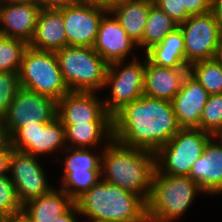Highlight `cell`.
<instances>
[{
    "instance_id": "obj_36",
    "label": "cell",
    "mask_w": 222,
    "mask_h": 222,
    "mask_svg": "<svg viewBox=\"0 0 222 222\" xmlns=\"http://www.w3.org/2000/svg\"><path fill=\"white\" fill-rule=\"evenodd\" d=\"M122 1L123 0H81L82 3L97 6L108 11L117 6Z\"/></svg>"
},
{
    "instance_id": "obj_2",
    "label": "cell",
    "mask_w": 222,
    "mask_h": 222,
    "mask_svg": "<svg viewBox=\"0 0 222 222\" xmlns=\"http://www.w3.org/2000/svg\"><path fill=\"white\" fill-rule=\"evenodd\" d=\"M101 156V177L106 182L148 201L156 169L155 153L129 147L116 139L106 142Z\"/></svg>"
},
{
    "instance_id": "obj_42",
    "label": "cell",
    "mask_w": 222,
    "mask_h": 222,
    "mask_svg": "<svg viewBox=\"0 0 222 222\" xmlns=\"http://www.w3.org/2000/svg\"><path fill=\"white\" fill-rule=\"evenodd\" d=\"M0 222H9V216H0Z\"/></svg>"
},
{
    "instance_id": "obj_15",
    "label": "cell",
    "mask_w": 222,
    "mask_h": 222,
    "mask_svg": "<svg viewBox=\"0 0 222 222\" xmlns=\"http://www.w3.org/2000/svg\"><path fill=\"white\" fill-rule=\"evenodd\" d=\"M96 92L69 91L57 101V118L62 125L86 122H112V116L105 110L103 100Z\"/></svg>"
},
{
    "instance_id": "obj_30",
    "label": "cell",
    "mask_w": 222,
    "mask_h": 222,
    "mask_svg": "<svg viewBox=\"0 0 222 222\" xmlns=\"http://www.w3.org/2000/svg\"><path fill=\"white\" fill-rule=\"evenodd\" d=\"M22 212V203L9 175L0 177V216H14Z\"/></svg>"
},
{
    "instance_id": "obj_10",
    "label": "cell",
    "mask_w": 222,
    "mask_h": 222,
    "mask_svg": "<svg viewBox=\"0 0 222 222\" xmlns=\"http://www.w3.org/2000/svg\"><path fill=\"white\" fill-rule=\"evenodd\" d=\"M69 155L64 159L61 190L74 201L96 184L101 177V154H93L88 148H70L64 151Z\"/></svg>"
},
{
    "instance_id": "obj_16",
    "label": "cell",
    "mask_w": 222,
    "mask_h": 222,
    "mask_svg": "<svg viewBox=\"0 0 222 222\" xmlns=\"http://www.w3.org/2000/svg\"><path fill=\"white\" fill-rule=\"evenodd\" d=\"M40 6L34 0L0 3V35L21 39L27 44L33 38Z\"/></svg>"
},
{
    "instance_id": "obj_29",
    "label": "cell",
    "mask_w": 222,
    "mask_h": 222,
    "mask_svg": "<svg viewBox=\"0 0 222 222\" xmlns=\"http://www.w3.org/2000/svg\"><path fill=\"white\" fill-rule=\"evenodd\" d=\"M198 129L213 136L222 132V94L209 95Z\"/></svg>"
},
{
    "instance_id": "obj_41",
    "label": "cell",
    "mask_w": 222,
    "mask_h": 222,
    "mask_svg": "<svg viewBox=\"0 0 222 222\" xmlns=\"http://www.w3.org/2000/svg\"><path fill=\"white\" fill-rule=\"evenodd\" d=\"M9 222H29V221L22 213H20L18 215L9 216Z\"/></svg>"
},
{
    "instance_id": "obj_20",
    "label": "cell",
    "mask_w": 222,
    "mask_h": 222,
    "mask_svg": "<svg viewBox=\"0 0 222 222\" xmlns=\"http://www.w3.org/2000/svg\"><path fill=\"white\" fill-rule=\"evenodd\" d=\"M144 95L172 102L182 87L189 68H166L152 64L145 56Z\"/></svg>"
},
{
    "instance_id": "obj_13",
    "label": "cell",
    "mask_w": 222,
    "mask_h": 222,
    "mask_svg": "<svg viewBox=\"0 0 222 222\" xmlns=\"http://www.w3.org/2000/svg\"><path fill=\"white\" fill-rule=\"evenodd\" d=\"M38 157L25 152L12 150L9 158L10 179L17 191L18 199L23 204L50 192L45 171L37 160Z\"/></svg>"
},
{
    "instance_id": "obj_35",
    "label": "cell",
    "mask_w": 222,
    "mask_h": 222,
    "mask_svg": "<svg viewBox=\"0 0 222 222\" xmlns=\"http://www.w3.org/2000/svg\"><path fill=\"white\" fill-rule=\"evenodd\" d=\"M0 150H13L11 133L5 124L4 117H0Z\"/></svg>"
},
{
    "instance_id": "obj_32",
    "label": "cell",
    "mask_w": 222,
    "mask_h": 222,
    "mask_svg": "<svg viewBox=\"0 0 222 222\" xmlns=\"http://www.w3.org/2000/svg\"><path fill=\"white\" fill-rule=\"evenodd\" d=\"M153 3L178 25L187 21L191 16L186 10H182L181 0H153Z\"/></svg>"
},
{
    "instance_id": "obj_17",
    "label": "cell",
    "mask_w": 222,
    "mask_h": 222,
    "mask_svg": "<svg viewBox=\"0 0 222 222\" xmlns=\"http://www.w3.org/2000/svg\"><path fill=\"white\" fill-rule=\"evenodd\" d=\"M111 15L110 17L108 15ZM137 46L109 11L103 16L92 48L108 63L123 61Z\"/></svg>"
},
{
    "instance_id": "obj_40",
    "label": "cell",
    "mask_w": 222,
    "mask_h": 222,
    "mask_svg": "<svg viewBox=\"0 0 222 222\" xmlns=\"http://www.w3.org/2000/svg\"><path fill=\"white\" fill-rule=\"evenodd\" d=\"M214 59L220 66H222V39L219 44V47L216 50Z\"/></svg>"
},
{
    "instance_id": "obj_9",
    "label": "cell",
    "mask_w": 222,
    "mask_h": 222,
    "mask_svg": "<svg viewBox=\"0 0 222 222\" xmlns=\"http://www.w3.org/2000/svg\"><path fill=\"white\" fill-rule=\"evenodd\" d=\"M185 44V58L189 64L214 59L222 39V28L212 12L193 15L178 25Z\"/></svg>"
},
{
    "instance_id": "obj_33",
    "label": "cell",
    "mask_w": 222,
    "mask_h": 222,
    "mask_svg": "<svg viewBox=\"0 0 222 222\" xmlns=\"http://www.w3.org/2000/svg\"><path fill=\"white\" fill-rule=\"evenodd\" d=\"M182 10L191 16L208 13L211 11V0H181Z\"/></svg>"
},
{
    "instance_id": "obj_6",
    "label": "cell",
    "mask_w": 222,
    "mask_h": 222,
    "mask_svg": "<svg viewBox=\"0 0 222 222\" xmlns=\"http://www.w3.org/2000/svg\"><path fill=\"white\" fill-rule=\"evenodd\" d=\"M18 74L22 88L49 96L56 101L69 92L55 52L28 46L23 53Z\"/></svg>"
},
{
    "instance_id": "obj_3",
    "label": "cell",
    "mask_w": 222,
    "mask_h": 222,
    "mask_svg": "<svg viewBox=\"0 0 222 222\" xmlns=\"http://www.w3.org/2000/svg\"><path fill=\"white\" fill-rule=\"evenodd\" d=\"M79 215L97 222H148L146 202L138 195L99 180L74 201Z\"/></svg>"
},
{
    "instance_id": "obj_12",
    "label": "cell",
    "mask_w": 222,
    "mask_h": 222,
    "mask_svg": "<svg viewBox=\"0 0 222 222\" xmlns=\"http://www.w3.org/2000/svg\"><path fill=\"white\" fill-rule=\"evenodd\" d=\"M12 148L17 151L38 157L41 154H52L56 150H65L67 146L65 128L55 118L50 123H36L16 129L12 134Z\"/></svg>"
},
{
    "instance_id": "obj_26",
    "label": "cell",
    "mask_w": 222,
    "mask_h": 222,
    "mask_svg": "<svg viewBox=\"0 0 222 222\" xmlns=\"http://www.w3.org/2000/svg\"><path fill=\"white\" fill-rule=\"evenodd\" d=\"M177 27L178 24H176L172 18L153 4L150 8L142 36V47H145V53L153 46L161 43L163 39Z\"/></svg>"
},
{
    "instance_id": "obj_34",
    "label": "cell",
    "mask_w": 222,
    "mask_h": 222,
    "mask_svg": "<svg viewBox=\"0 0 222 222\" xmlns=\"http://www.w3.org/2000/svg\"><path fill=\"white\" fill-rule=\"evenodd\" d=\"M41 9H55L59 10L67 6L75 5L81 0H34Z\"/></svg>"
},
{
    "instance_id": "obj_18",
    "label": "cell",
    "mask_w": 222,
    "mask_h": 222,
    "mask_svg": "<svg viewBox=\"0 0 222 222\" xmlns=\"http://www.w3.org/2000/svg\"><path fill=\"white\" fill-rule=\"evenodd\" d=\"M209 93L189 73L172 100L176 120L181 128H198Z\"/></svg>"
},
{
    "instance_id": "obj_22",
    "label": "cell",
    "mask_w": 222,
    "mask_h": 222,
    "mask_svg": "<svg viewBox=\"0 0 222 222\" xmlns=\"http://www.w3.org/2000/svg\"><path fill=\"white\" fill-rule=\"evenodd\" d=\"M153 4V0H123L109 11L137 47L142 48V36Z\"/></svg>"
},
{
    "instance_id": "obj_44",
    "label": "cell",
    "mask_w": 222,
    "mask_h": 222,
    "mask_svg": "<svg viewBox=\"0 0 222 222\" xmlns=\"http://www.w3.org/2000/svg\"><path fill=\"white\" fill-rule=\"evenodd\" d=\"M216 139H221L222 141V132L218 136H216Z\"/></svg>"
},
{
    "instance_id": "obj_4",
    "label": "cell",
    "mask_w": 222,
    "mask_h": 222,
    "mask_svg": "<svg viewBox=\"0 0 222 222\" xmlns=\"http://www.w3.org/2000/svg\"><path fill=\"white\" fill-rule=\"evenodd\" d=\"M204 193L189 176L165 175L154 171L146 202L148 222H173L192 205L197 193Z\"/></svg>"
},
{
    "instance_id": "obj_25",
    "label": "cell",
    "mask_w": 222,
    "mask_h": 222,
    "mask_svg": "<svg viewBox=\"0 0 222 222\" xmlns=\"http://www.w3.org/2000/svg\"><path fill=\"white\" fill-rule=\"evenodd\" d=\"M63 126L65 128L66 142H68L66 146L70 148H92L99 143L102 144L100 141H103V139L106 142L113 139L112 122H86Z\"/></svg>"
},
{
    "instance_id": "obj_19",
    "label": "cell",
    "mask_w": 222,
    "mask_h": 222,
    "mask_svg": "<svg viewBox=\"0 0 222 222\" xmlns=\"http://www.w3.org/2000/svg\"><path fill=\"white\" fill-rule=\"evenodd\" d=\"M215 138L208 141L189 173V177L209 195L222 194V141L215 142Z\"/></svg>"
},
{
    "instance_id": "obj_21",
    "label": "cell",
    "mask_w": 222,
    "mask_h": 222,
    "mask_svg": "<svg viewBox=\"0 0 222 222\" xmlns=\"http://www.w3.org/2000/svg\"><path fill=\"white\" fill-rule=\"evenodd\" d=\"M37 50L56 52L66 47L62 9H41L33 38L28 44Z\"/></svg>"
},
{
    "instance_id": "obj_14",
    "label": "cell",
    "mask_w": 222,
    "mask_h": 222,
    "mask_svg": "<svg viewBox=\"0 0 222 222\" xmlns=\"http://www.w3.org/2000/svg\"><path fill=\"white\" fill-rule=\"evenodd\" d=\"M108 10L85 3L62 8L66 46L92 47L99 25Z\"/></svg>"
},
{
    "instance_id": "obj_23",
    "label": "cell",
    "mask_w": 222,
    "mask_h": 222,
    "mask_svg": "<svg viewBox=\"0 0 222 222\" xmlns=\"http://www.w3.org/2000/svg\"><path fill=\"white\" fill-rule=\"evenodd\" d=\"M73 204L74 200L66 192L53 188L45 195L23 204L21 213L29 222H53Z\"/></svg>"
},
{
    "instance_id": "obj_31",
    "label": "cell",
    "mask_w": 222,
    "mask_h": 222,
    "mask_svg": "<svg viewBox=\"0 0 222 222\" xmlns=\"http://www.w3.org/2000/svg\"><path fill=\"white\" fill-rule=\"evenodd\" d=\"M20 88L18 73L0 72V117L5 116Z\"/></svg>"
},
{
    "instance_id": "obj_27",
    "label": "cell",
    "mask_w": 222,
    "mask_h": 222,
    "mask_svg": "<svg viewBox=\"0 0 222 222\" xmlns=\"http://www.w3.org/2000/svg\"><path fill=\"white\" fill-rule=\"evenodd\" d=\"M192 75L209 93L222 94V66L215 59L200 60L189 65Z\"/></svg>"
},
{
    "instance_id": "obj_39",
    "label": "cell",
    "mask_w": 222,
    "mask_h": 222,
    "mask_svg": "<svg viewBox=\"0 0 222 222\" xmlns=\"http://www.w3.org/2000/svg\"><path fill=\"white\" fill-rule=\"evenodd\" d=\"M211 12L222 28V0H211Z\"/></svg>"
},
{
    "instance_id": "obj_11",
    "label": "cell",
    "mask_w": 222,
    "mask_h": 222,
    "mask_svg": "<svg viewBox=\"0 0 222 222\" xmlns=\"http://www.w3.org/2000/svg\"><path fill=\"white\" fill-rule=\"evenodd\" d=\"M57 118V101L49 96L20 88L4 121L12 134L16 129L36 123H50Z\"/></svg>"
},
{
    "instance_id": "obj_28",
    "label": "cell",
    "mask_w": 222,
    "mask_h": 222,
    "mask_svg": "<svg viewBox=\"0 0 222 222\" xmlns=\"http://www.w3.org/2000/svg\"><path fill=\"white\" fill-rule=\"evenodd\" d=\"M27 47L28 44L21 39L0 35V72L19 73Z\"/></svg>"
},
{
    "instance_id": "obj_5",
    "label": "cell",
    "mask_w": 222,
    "mask_h": 222,
    "mask_svg": "<svg viewBox=\"0 0 222 222\" xmlns=\"http://www.w3.org/2000/svg\"><path fill=\"white\" fill-rule=\"evenodd\" d=\"M55 54L69 91L98 92L104 88L108 63L92 47L66 46Z\"/></svg>"
},
{
    "instance_id": "obj_43",
    "label": "cell",
    "mask_w": 222,
    "mask_h": 222,
    "mask_svg": "<svg viewBox=\"0 0 222 222\" xmlns=\"http://www.w3.org/2000/svg\"><path fill=\"white\" fill-rule=\"evenodd\" d=\"M14 1H23V0H0V3L1 2H14Z\"/></svg>"
},
{
    "instance_id": "obj_37",
    "label": "cell",
    "mask_w": 222,
    "mask_h": 222,
    "mask_svg": "<svg viewBox=\"0 0 222 222\" xmlns=\"http://www.w3.org/2000/svg\"><path fill=\"white\" fill-rule=\"evenodd\" d=\"M76 214H79V212L74 203L63 215L58 216L53 222H77Z\"/></svg>"
},
{
    "instance_id": "obj_1",
    "label": "cell",
    "mask_w": 222,
    "mask_h": 222,
    "mask_svg": "<svg viewBox=\"0 0 222 222\" xmlns=\"http://www.w3.org/2000/svg\"><path fill=\"white\" fill-rule=\"evenodd\" d=\"M113 139L156 153L181 129L172 102L142 95L113 117Z\"/></svg>"
},
{
    "instance_id": "obj_8",
    "label": "cell",
    "mask_w": 222,
    "mask_h": 222,
    "mask_svg": "<svg viewBox=\"0 0 222 222\" xmlns=\"http://www.w3.org/2000/svg\"><path fill=\"white\" fill-rule=\"evenodd\" d=\"M123 61L108 64L105 87L111 85L110 98L103 99L105 110L113 117L126 104L144 95L145 62L134 58L123 65ZM123 67L120 69V67Z\"/></svg>"
},
{
    "instance_id": "obj_24",
    "label": "cell",
    "mask_w": 222,
    "mask_h": 222,
    "mask_svg": "<svg viewBox=\"0 0 222 222\" xmlns=\"http://www.w3.org/2000/svg\"><path fill=\"white\" fill-rule=\"evenodd\" d=\"M145 55L152 64L159 67L189 68L190 65L185 58L184 37L179 26Z\"/></svg>"
},
{
    "instance_id": "obj_38",
    "label": "cell",
    "mask_w": 222,
    "mask_h": 222,
    "mask_svg": "<svg viewBox=\"0 0 222 222\" xmlns=\"http://www.w3.org/2000/svg\"><path fill=\"white\" fill-rule=\"evenodd\" d=\"M12 150H0V177L9 172V158Z\"/></svg>"
},
{
    "instance_id": "obj_7",
    "label": "cell",
    "mask_w": 222,
    "mask_h": 222,
    "mask_svg": "<svg viewBox=\"0 0 222 222\" xmlns=\"http://www.w3.org/2000/svg\"><path fill=\"white\" fill-rule=\"evenodd\" d=\"M212 137L198 128H181L155 153V170L165 175L189 176Z\"/></svg>"
}]
</instances>
